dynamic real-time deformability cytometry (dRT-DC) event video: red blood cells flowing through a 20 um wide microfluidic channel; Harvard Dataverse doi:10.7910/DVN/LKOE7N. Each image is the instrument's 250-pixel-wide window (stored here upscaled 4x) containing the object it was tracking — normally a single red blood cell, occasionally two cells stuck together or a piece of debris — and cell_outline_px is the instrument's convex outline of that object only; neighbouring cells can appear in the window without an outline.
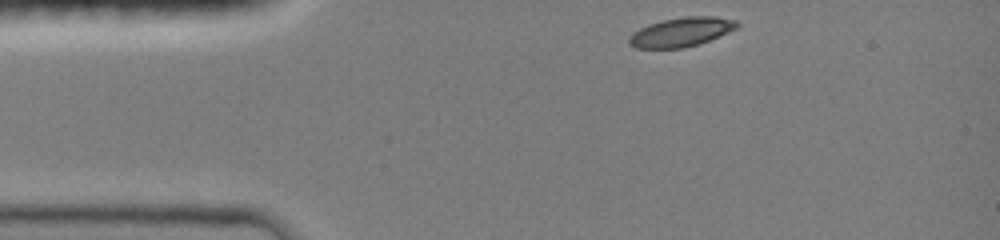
{"species": "common noctule bat (a hibernating species)", "species_latin": "Nyctalus noctula", "temperature_condition": "room temperature", "stored_images_in_passage": 35, "camera_frame_rate_fps": 3000, "um_per_image_px": 0.085, "animal": {"sex": "female", "body_mass_g": 19.0, "forearm_length_mm": 51.5}, "frame": {"image": 1, "passage_image": 1, "time_ms": 0.0, "image_size_px": [1000, 240], "cell_outline_px": [[740, 24], [736, 28], [728, 32], [708, 40], [684, 48], [636, 48], [628, 44], [628, 36], [632, 32], [648, 24], [664, 20], [684, 16], [716, 16], [736, 20]], "centroid_in_image_um": [57.87, 2.71], "position_along_channel_um": 27.1, "area_um2": 18.32}}
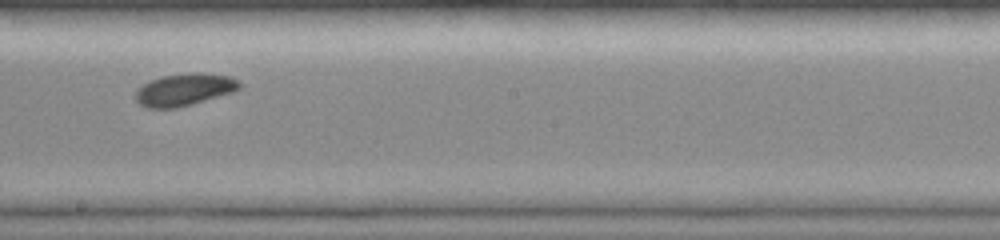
{"frame": {"image": 2, "passage_image": 20, "time_ms": 6.333, "image_size_px": [1000, 240], "cell_outline_px": [[244, 84], [240, 88], [232, 92], [192, 104], [176, 108], [144, 108], [136, 100], [136, 92], [148, 80], [164, 76], [192, 72], [204, 72], [228, 76], [240, 80]], "centroid_in_image_um": [15.71, 7.61], "position_along_channel_um": 232.5, "area_um2": 19.59}}
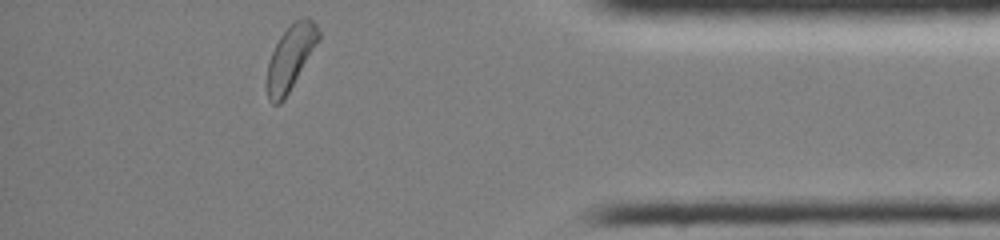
{"frame": {"image": 3, "passage_image": 35, "time_ms": 11.333, "image_size_px": [1000, 240], "cell_outline_px": [[320, 36], [284, 100], [280, 104], [272, 104], [268, 100], [268, 60], [280, 36], [296, 20], [304, 16], [308, 16], [316, 24], [320, 32]], "centroid_in_image_um": [24.68, 4.88], "position_along_channel_um": 410.5, "area_um2": 18.73}, "authors_computed_cell_mechanics": {"area_um2": 19.1896, "velocity_mm_per_s": 3.9941, "shape_relaxation_time_tau1_ms": 2.1691, "shape_relaxation_time_tau2_ms": null, "deformation_change_tau1": 0.0858, "deformation_change_tau2": null}}